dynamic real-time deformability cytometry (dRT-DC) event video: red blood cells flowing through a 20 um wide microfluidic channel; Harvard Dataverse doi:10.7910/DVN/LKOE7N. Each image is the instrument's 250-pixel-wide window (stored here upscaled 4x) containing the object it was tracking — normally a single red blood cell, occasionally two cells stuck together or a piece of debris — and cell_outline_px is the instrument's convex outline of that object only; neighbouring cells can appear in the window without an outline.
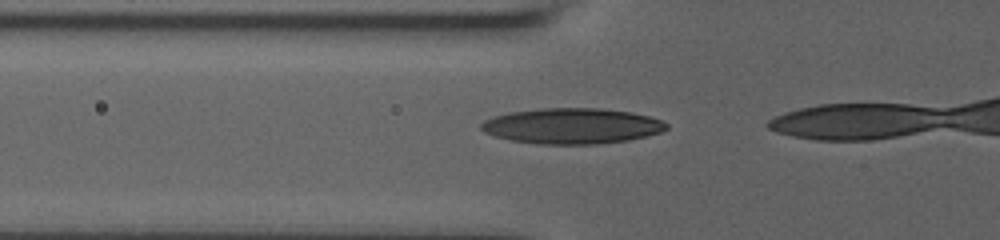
{"species": "human", "species_latin": "Homo sapiens", "temperature_condition": "room temperature", "stored_images_in_passage": 8, "camera_frame_rate_fps": 3000, "um_per_image_px": 0.085, "donor": {"sex": "male"}, "frame": {"image": 1, "passage_image": 2, "time_ms": 0.333, "image_size_px": [1000, 240], "cell_outline_px": [[668, 128], [660, 132], [628, 140], [596, 144], [536, 144], [512, 140], [496, 136], [484, 132], [480, 128], [480, 124], [484, 120], [492, 116], [508, 112], [540, 108], [600, 108], [632, 112], [648, 116], [660, 120], [668, 124]], "centroid_in_image_um": [48.58, 10.7], "position_along_channel_um": 77.2, "area_um2": 38.49}}
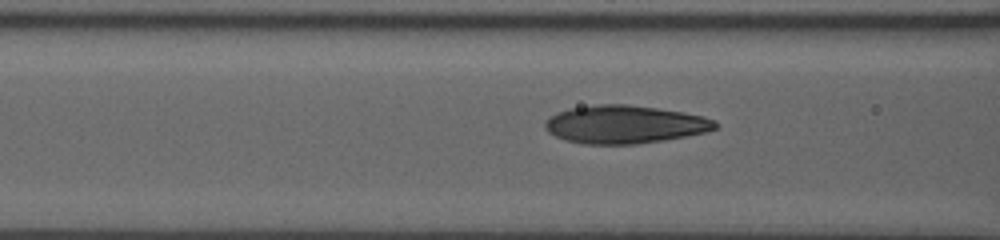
{"frame": {"image": 2, "passage_image": 5, "time_ms": 1.333, "image_size_px": [1000, 240], "cell_outline_px": [[716, 128], [704, 132], [664, 140], [636, 144], [584, 144], [568, 140], [556, 136], [548, 132], [544, 128], [544, 120], [556, 112], [568, 108], [600, 104], [628, 104], [684, 112], [704, 116], [716, 120]], "centroid_in_image_um": [53.06, 10.56], "position_along_channel_um": 113.5, "area_um2": 37.74}}